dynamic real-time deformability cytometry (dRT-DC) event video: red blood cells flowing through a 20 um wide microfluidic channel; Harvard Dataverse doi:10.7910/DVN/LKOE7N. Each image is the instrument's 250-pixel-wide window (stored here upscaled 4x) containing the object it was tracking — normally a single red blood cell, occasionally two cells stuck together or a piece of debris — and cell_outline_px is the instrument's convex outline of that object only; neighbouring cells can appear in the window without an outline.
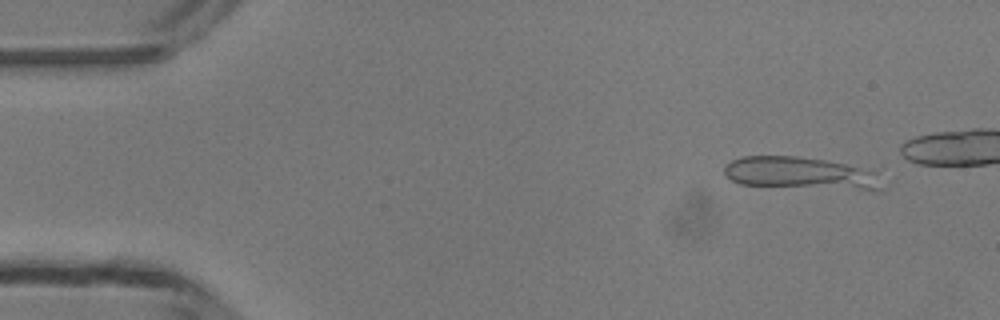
{"species": "common noctule bat (a hibernating species)", "species_latin": "Nyctalus noctula", "temperature_condition": "room temperature", "stored_images_in_passage": 8, "camera_frame_rate_fps": 3000, "um_per_image_px": 0.085, "animal": {"sex": "male", "body_mass_g": 13.3}, "frame": {"image": 1, "passage_image": 4, "time_ms": 1.0, "image_size_px": [1000, 320], "cell_outline_px": [[880, 188], [860, 188], [740, 184], [724, 176], [724, 168], [732, 160], [744, 156], [796, 156], [828, 160], [876, 172]], "centroid_in_image_um": [67.87, 14.67], "position_along_channel_um": 17.1, "area_um2": 28.15}}